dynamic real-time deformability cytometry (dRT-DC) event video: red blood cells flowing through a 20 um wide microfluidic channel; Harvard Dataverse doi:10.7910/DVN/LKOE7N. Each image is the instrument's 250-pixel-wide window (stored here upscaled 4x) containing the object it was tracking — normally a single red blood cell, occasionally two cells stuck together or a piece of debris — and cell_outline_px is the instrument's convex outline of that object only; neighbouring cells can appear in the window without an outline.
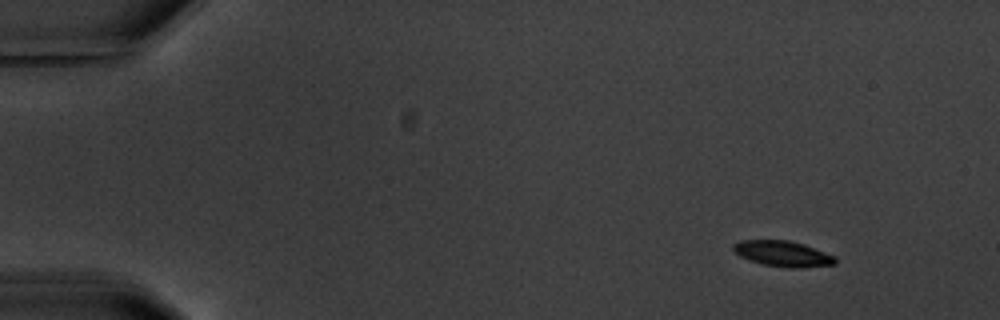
{"species": "common noctule bat (a hibernating species)", "species_latin": "Nyctalus noctula", "temperature_condition": "warm", "stored_images_in_passage": 5, "camera_frame_rate_fps": 3000, "um_per_image_px": 0.085, "animal": {"sex": "male", "body_mass_g": 20.1, "forearm_length_mm": 53.5}, "frame": {"image": 1, "passage_image": 1, "time_ms": 0.0, "image_size_px": [1000, 320], "cell_outline_px": [[836, 264], [800, 268], [788, 268], [764, 264], [740, 256], [732, 248], [732, 244], [740, 240], [788, 240], [804, 244], [836, 256]], "centroid_in_image_um": [66.57, 21.56], "position_along_channel_um": 18.4, "area_um2": 15.2}}
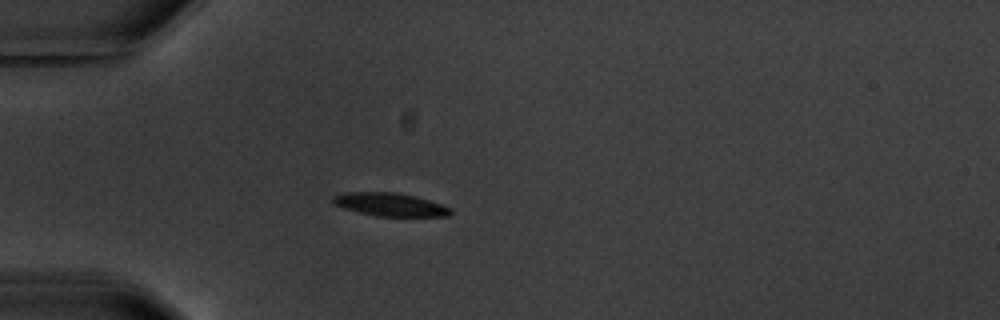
{"frame": {"image": 2, "passage_image": 4, "time_ms": 3.667, "image_size_px": [1000, 320], "cell_outline_px": [[452, 212], [448, 216], [376, 216], [344, 208], [336, 204], [332, 200], [332, 196], [344, 192], [396, 192], [428, 200], [452, 208]], "centroid_in_image_um": [33.15, 17.38], "position_along_channel_um": 51.9, "area_um2": 15.66}}